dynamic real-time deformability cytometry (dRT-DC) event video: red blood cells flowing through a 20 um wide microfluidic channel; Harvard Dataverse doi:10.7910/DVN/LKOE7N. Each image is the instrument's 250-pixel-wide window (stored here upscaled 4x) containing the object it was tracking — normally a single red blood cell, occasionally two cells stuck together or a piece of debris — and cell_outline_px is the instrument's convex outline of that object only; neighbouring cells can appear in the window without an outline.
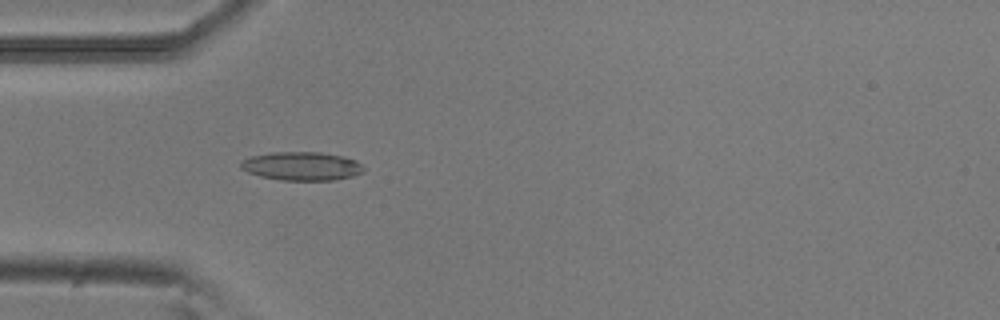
{"species": "common noctule bat (a hibernating species)", "species_latin": "Nyctalus noctula", "temperature_condition": "room temperature", "stored_images_in_passage": 5, "camera_frame_rate_fps": 3000, "um_per_image_px": 0.085, "animal": {"sex": "male", "body_mass_g": 20.5, "forearm_length_mm": 52.5}, "frame": {"image": 1, "passage_image": 5, "time_ms": 1.333, "image_size_px": [1000, 320], "cell_outline_px": [[364, 172], [352, 176], [336, 180], [280, 180], [260, 176], [248, 172], [240, 168], [240, 160], [248, 156], [272, 152], [320, 152], [344, 156], [356, 160], [364, 168]], "centroid_in_image_um": [25.62, 14.11], "position_along_channel_um": 59.4, "area_um2": 20.69}}